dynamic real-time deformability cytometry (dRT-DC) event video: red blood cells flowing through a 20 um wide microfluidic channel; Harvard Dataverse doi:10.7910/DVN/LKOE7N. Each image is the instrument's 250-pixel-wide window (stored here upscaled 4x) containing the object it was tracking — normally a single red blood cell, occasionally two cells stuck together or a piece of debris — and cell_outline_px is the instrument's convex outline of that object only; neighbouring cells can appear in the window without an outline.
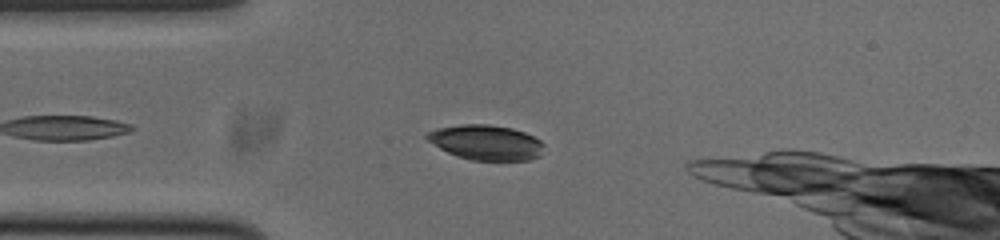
{"species": "common noctule bat (a hibernating species)", "species_latin": "Nyctalus noctula", "temperature_condition": "cold", "stored_images_in_passage": 24, "camera_frame_rate_fps": 3000, "um_per_image_px": 0.085, "animal": {"sex": "male", "body_mass_g": 20.0, "forearm_length_mm": 53.3}, "frame": {"image": 1, "passage_image": 6, "time_ms": 1.667, "image_size_px": [1000, 240], "cell_outline_px": [[544, 144], [540, 156], [528, 160], [472, 160], [456, 156], [440, 148], [428, 140], [424, 136], [428, 132], [436, 128], [460, 124], [488, 124], [512, 128], [524, 132], [540, 140]], "centroid_in_image_um": [41.31, 12.1], "position_along_channel_um": 43.7, "area_um2": 23.81}}
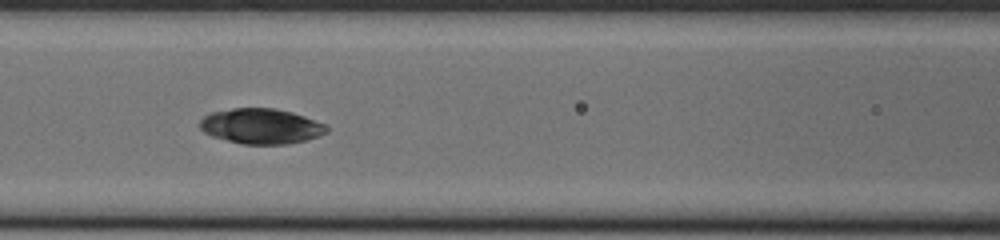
{"frame": {"image": 2, "passage_image": 15, "time_ms": 4.667, "image_size_px": [1000, 240], "cell_outline_px": [[328, 132], [308, 140], [288, 144], [240, 144], [212, 136], [204, 132], [200, 128], [200, 120], [204, 116], [212, 112], [232, 108], [276, 108], [292, 112], [304, 116], [324, 124], [328, 128]], "centroid_in_image_um": [22.19, 10.73], "position_along_channel_um": 144.4, "area_um2": 26.13}}
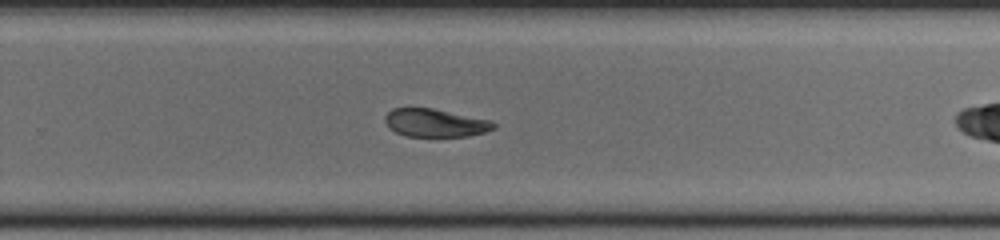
{"frame": {"image": 3, "passage_image": 23, "time_ms": 7.333, "image_size_px": [1000, 240], "cell_outline_px": [[496, 128], [484, 132], [468, 136], [404, 136], [388, 128], [384, 120], [384, 116], [392, 108], [432, 108], [492, 120], [496, 124]], "centroid_in_image_um": [36.98, 10.44], "position_along_channel_um": 292.8, "area_um2": 17.86}}